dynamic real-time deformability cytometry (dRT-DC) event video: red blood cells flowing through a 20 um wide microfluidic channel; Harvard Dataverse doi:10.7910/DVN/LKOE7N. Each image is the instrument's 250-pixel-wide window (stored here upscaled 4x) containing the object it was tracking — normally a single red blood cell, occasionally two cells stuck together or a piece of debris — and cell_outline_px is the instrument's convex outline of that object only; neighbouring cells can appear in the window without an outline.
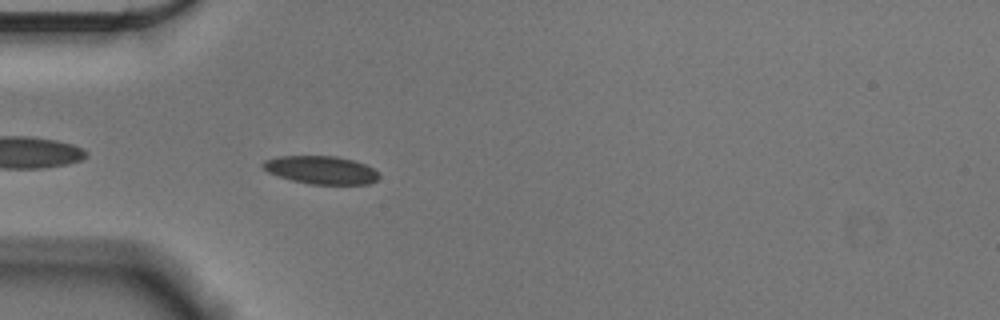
{"species": "Egyptian fruit bat (a non-hibernating species)", "species_latin": "Rousettus aegyptiacus", "temperature_condition": "cold", "stored_images_in_passage": 42, "camera_frame_rate_fps": 3000, "um_per_image_px": 0.085, "animal": {"sex": "male"}, "frame": {"image": 1, "passage_image": 3, "time_ms": 0.667, "image_size_px": [1000, 320], "cell_outline_px": [[380, 176], [376, 180], [368, 184], [308, 184], [292, 180], [268, 172], [260, 164], [264, 160], [276, 156], [336, 156], [352, 160], [364, 164], [372, 168]], "centroid_in_image_um": [27.25, 14.44], "position_along_channel_um": 57.7, "area_um2": 18.84}}
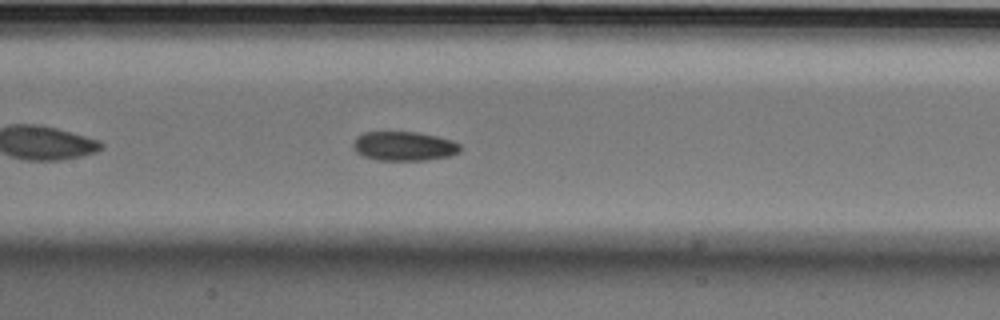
{"frame": {"image": 2, "passage_image": 13, "time_ms": 4.0, "image_size_px": [1000, 320], "cell_outline_px": [[460, 152], [448, 156], [428, 160], [376, 160], [360, 156], [352, 148], [352, 144], [356, 136], [364, 132], [420, 132], [452, 140], [460, 144]], "centroid_in_image_um": [34.29, 12.42], "position_along_channel_um": 173.1, "area_um2": 18.5}}
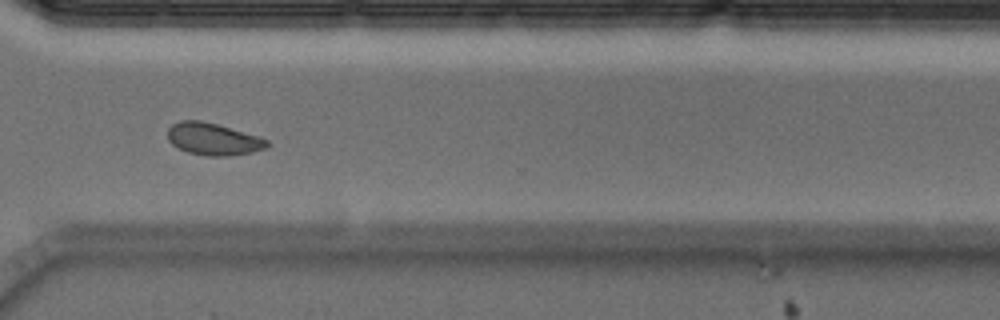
{"frame": {"image": 3, "passage_image": 28, "time_ms": 9.0, "image_size_px": [1000, 320], "cell_outline_px": [[268, 148], [252, 152], [228, 156], [208, 156], [188, 152], [172, 144], [168, 140], [168, 128], [172, 124], [180, 120], [200, 120], [216, 124], [256, 136], [268, 140]], "centroid_in_image_um": [18.1, 11.82], "position_along_channel_um": 352.5, "area_um2": 18.38}, "authors_computed_cell_mechanics": {"area_um2": 18.6694, "velocity_mm_per_s": 3.5998, "shape_relaxation_time_tau1_ms": 6.623, "shape_relaxation_time_tau2_ms": 6.6658, "deformation_change_tau1": 0.1033, "deformation_change_tau2": 0.092}}